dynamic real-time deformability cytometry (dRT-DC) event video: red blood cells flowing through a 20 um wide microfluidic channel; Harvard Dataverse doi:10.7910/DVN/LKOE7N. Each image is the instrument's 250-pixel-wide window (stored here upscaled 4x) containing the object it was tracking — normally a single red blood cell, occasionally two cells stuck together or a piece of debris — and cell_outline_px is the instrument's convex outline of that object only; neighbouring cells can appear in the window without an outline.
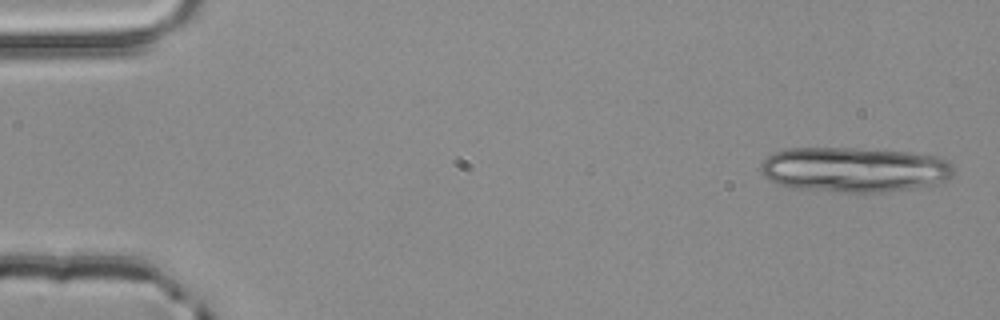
{"species": "common noctule bat (a hibernating species)", "species_latin": "Nyctalus noctula", "temperature_condition": "room temperature", "stored_images_in_passage": 3, "camera_frame_rate_fps": 3000, "um_per_image_px": 0.085, "animal": {"sex": "male", "body_mass_g": 20.4}, "frame": {"image": 1, "passage_image": 1, "time_ms": 0.0, "image_size_px": [1000, 320], "cell_outline_px": [[952, 176], [944, 184], [884, 192], [836, 192], [788, 188], [768, 180], [760, 172], [760, 164], [772, 152], [788, 148], [852, 148], [908, 152], [936, 156], [948, 160], [952, 164]], "centroid_in_image_um": [72.61, 14.43], "position_along_channel_um": 12.4, "area_um2": 51.44}}